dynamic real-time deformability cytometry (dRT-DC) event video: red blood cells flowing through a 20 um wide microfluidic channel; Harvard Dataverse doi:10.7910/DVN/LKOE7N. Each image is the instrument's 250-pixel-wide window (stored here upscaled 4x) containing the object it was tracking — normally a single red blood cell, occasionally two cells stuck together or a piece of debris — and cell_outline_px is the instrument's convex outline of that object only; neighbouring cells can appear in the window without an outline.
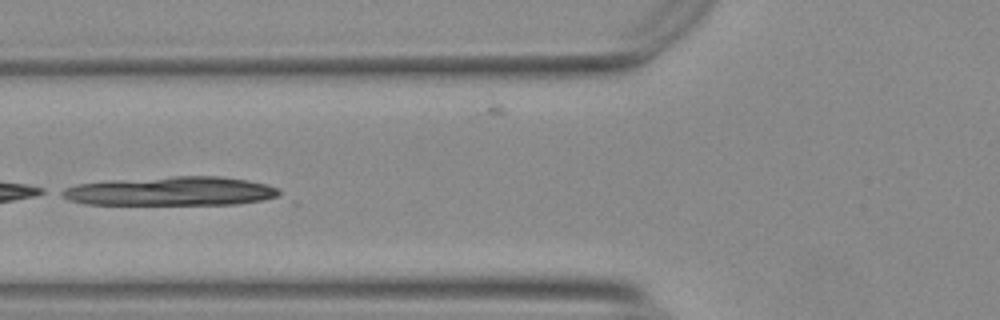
{"species": "Egyptian fruit bat (a non-hibernating species)", "species_latin": "Rousettus aegyptiacus", "temperature_condition": "warm", "stored_images_in_passage": 7, "camera_frame_rate_fps": 3000, "um_per_image_px": 0.085, "animal": {"sex": "female"}, "frame": {"image": 1, "passage_image": 3, "time_ms": 0.667, "image_size_px": [1000, 320], "cell_outline_px": [[280, 192], [276, 196], [260, 200], [236, 204], [84, 204], [68, 200], [56, 192], [64, 188], [76, 184], [112, 180], [172, 176], [220, 176], [248, 180], [264, 184], [276, 188]], "centroid_in_image_um": [14.43, 16.24], "position_along_channel_um": 111.4, "area_um2": 36.59}}